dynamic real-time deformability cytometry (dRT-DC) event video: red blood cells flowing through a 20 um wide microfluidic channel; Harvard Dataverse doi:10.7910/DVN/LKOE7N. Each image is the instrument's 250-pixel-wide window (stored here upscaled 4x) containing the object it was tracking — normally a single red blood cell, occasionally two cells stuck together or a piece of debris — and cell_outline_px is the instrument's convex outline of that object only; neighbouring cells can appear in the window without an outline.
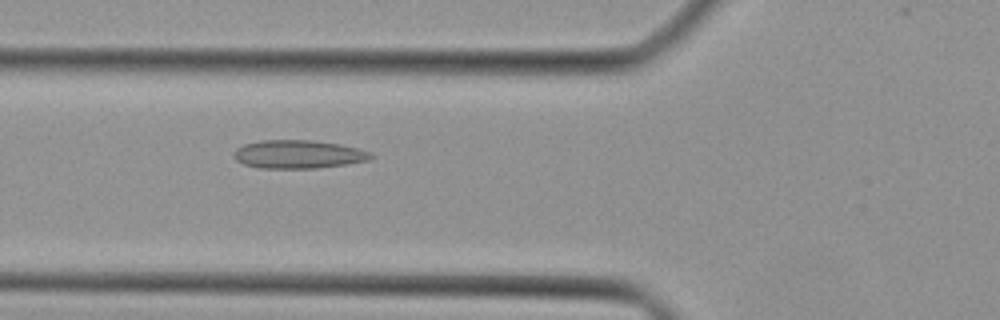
{"species": "Egyptian fruit bat (a non-hibernating species)", "species_latin": "Rousettus aegyptiacus", "temperature_condition": "cold", "stored_images_in_passage": 33, "camera_frame_rate_fps": 3000, "um_per_image_px": 0.085, "animal": {"sex": "female"}, "frame": {"image": 1, "passage_image": 5, "time_ms": 1.333, "image_size_px": [1000, 320], "cell_outline_px": [[376, 156], [368, 160], [348, 164], [316, 168], [260, 168], [244, 164], [236, 160], [232, 156], [232, 152], [236, 148], [244, 144], [260, 140], [312, 140], [340, 144], [372, 152]], "centroid_in_image_um": [25.35, 13.11], "position_along_channel_um": 100.5, "area_um2": 22.83}}
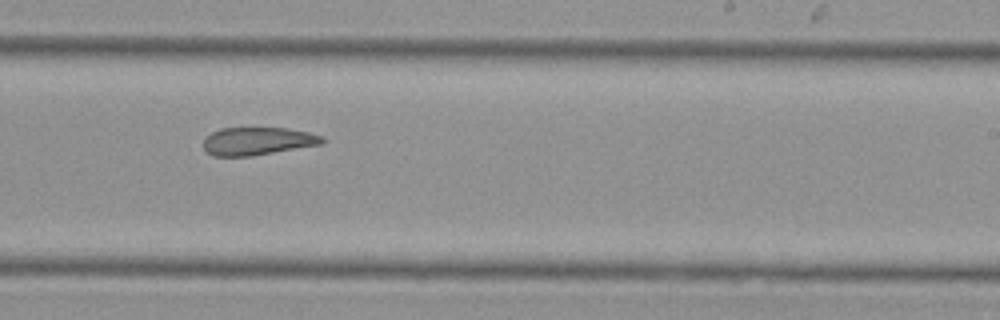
{"frame": {"image": 2, "passage_image": 16, "time_ms": 5.0, "image_size_px": [1000, 320], "cell_outline_px": [[324, 144], [252, 156], [212, 156], [204, 148], [204, 136], [220, 128], [288, 128], [308, 132], [320, 136], [324, 140]], "centroid_in_image_um": [21.88, 12.0], "position_along_channel_um": 267.1, "area_um2": 19.36}}
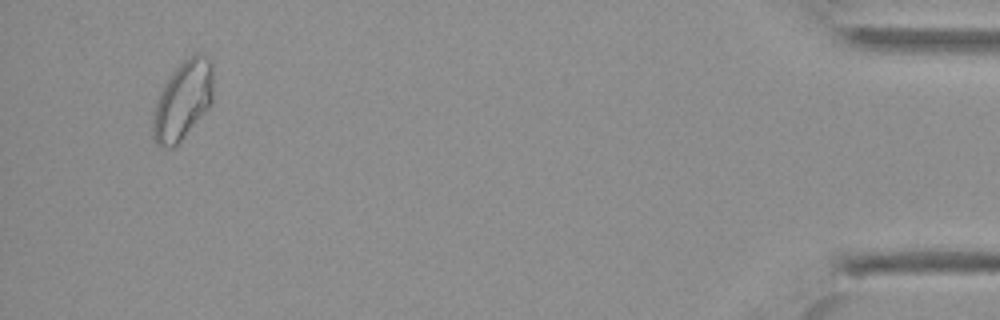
{"frame": {"image": 3, "passage_image": 31, "time_ms": 10.0, "image_size_px": [1000, 320], "cell_outline_px": [[212, 104], [180, 140], [172, 148], [160, 148], [156, 144], [152, 136], [152, 112], [156, 100], [164, 84], [172, 72], [188, 56], [196, 52], [200, 52], [208, 56], [212, 60]], "centroid_in_image_um": [15.52, 8.51], "position_along_channel_um": 419.7, "area_um2": 27.92}}